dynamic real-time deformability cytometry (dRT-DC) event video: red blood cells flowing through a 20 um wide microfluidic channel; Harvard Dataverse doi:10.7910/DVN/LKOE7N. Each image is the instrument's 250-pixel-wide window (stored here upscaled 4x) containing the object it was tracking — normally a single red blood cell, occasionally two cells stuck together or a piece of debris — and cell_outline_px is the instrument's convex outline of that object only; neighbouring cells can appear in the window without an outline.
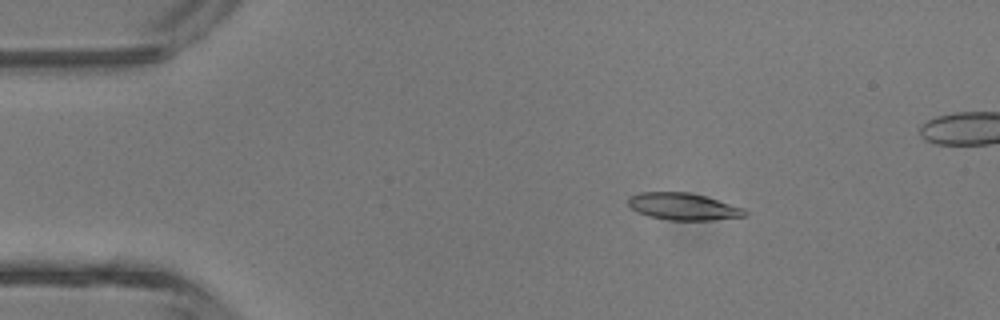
{"species": "common noctule bat (a hibernating species)", "species_latin": "Nyctalus noctula", "temperature_condition": "room temperature", "stored_images_in_passage": 5, "camera_frame_rate_fps": 3000, "um_per_image_px": 0.085, "animal": {"sex": "male", "body_mass_g": 13.3}, "frame": {"image": 1, "passage_image": 3, "time_ms": 2.0, "image_size_px": [1000, 320], "cell_outline_px": [[748, 212], [744, 216], [712, 220], [668, 220], [648, 216], [636, 212], [628, 204], [628, 196], [640, 192], [688, 192], [704, 196], [744, 208]], "centroid_in_image_um": [58.03, 17.55], "position_along_channel_um": 27.0, "area_um2": 18.32}}